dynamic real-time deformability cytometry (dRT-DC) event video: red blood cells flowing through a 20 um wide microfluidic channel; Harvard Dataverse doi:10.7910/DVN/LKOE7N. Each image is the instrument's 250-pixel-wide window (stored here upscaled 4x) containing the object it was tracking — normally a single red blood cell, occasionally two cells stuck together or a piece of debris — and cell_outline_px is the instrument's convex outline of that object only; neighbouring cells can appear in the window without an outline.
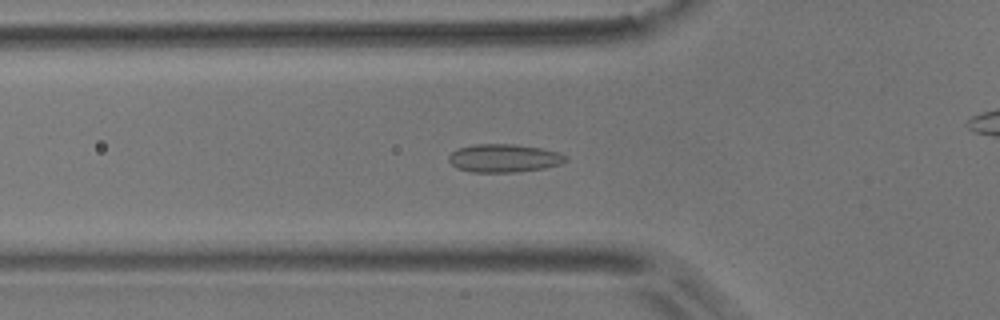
{"species": "common noctule bat (a hibernating species)", "species_latin": "Nyctalus noctula", "temperature_condition": "room temperature", "stored_images_in_passage": 45, "camera_frame_rate_fps": 3000, "um_per_image_px": 0.085, "animal": {"sex": "male", "body_mass_g": 17.9}, "frame": {"image": 1, "passage_image": 8, "time_ms": 2.333, "image_size_px": [1000, 320], "cell_outline_px": [[568, 160], [560, 164], [544, 168], [516, 172], [472, 172], [456, 168], [448, 160], [448, 156], [456, 148], [476, 144], [516, 144], [540, 148], [560, 152], [568, 156]], "centroid_in_image_um": [42.84, 13.44], "position_along_channel_um": 83.0, "area_um2": 19.36}}
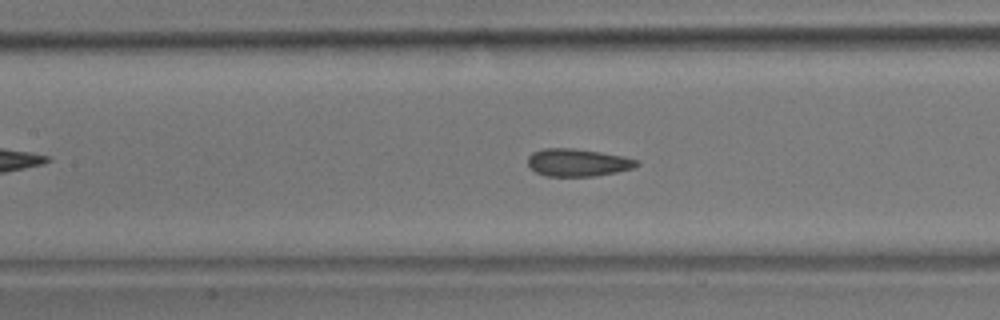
{"frame": {"image": 2, "passage_image": 14, "time_ms": 4.333, "image_size_px": [1000, 320], "cell_outline_px": [[640, 164], [632, 168], [616, 172], [596, 176], [544, 176], [536, 172], [528, 164], [528, 156], [532, 152], [544, 148], [572, 148], [600, 152], [624, 156], [636, 160]], "centroid_in_image_um": [49.09, 13.81], "position_along_channel_um": 158.3, "area_um2": 17.46}}
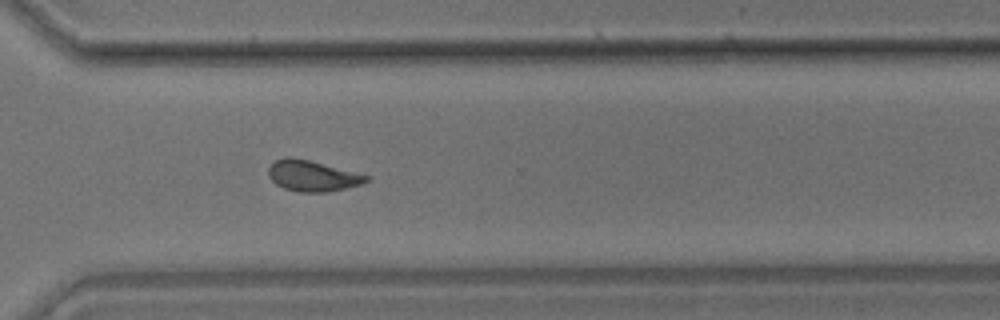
{"frame": {"image": 3, "passage_image": 29, "time_ms": 9.333, "image_size_px": [1000, 320], "cell_outline_px": [[368, 180], [360, 184], [328, 192], [300, 192], [284, 188], [276, 184], [268, 176], [268, 168], [276, 160], [284, 156], [292, 156], [308, 160], [368, 176]], "centroid_in_image_um": [26.47, 14.94], "position_along_channel_um": 344.1, "area_um2": 17.22}, "authors_computed_cell_mechanics": {"area_um2": 17.4556, "velocity_mm_per_s": 3.7246, "shape_relaxation_time_tau1_ms": 10.1911, "shape_relaxation_time_tau2_ms": 1.04, "deformation_change_tau1": 0.1796, "deformation_change_tau2": 0.0526}}